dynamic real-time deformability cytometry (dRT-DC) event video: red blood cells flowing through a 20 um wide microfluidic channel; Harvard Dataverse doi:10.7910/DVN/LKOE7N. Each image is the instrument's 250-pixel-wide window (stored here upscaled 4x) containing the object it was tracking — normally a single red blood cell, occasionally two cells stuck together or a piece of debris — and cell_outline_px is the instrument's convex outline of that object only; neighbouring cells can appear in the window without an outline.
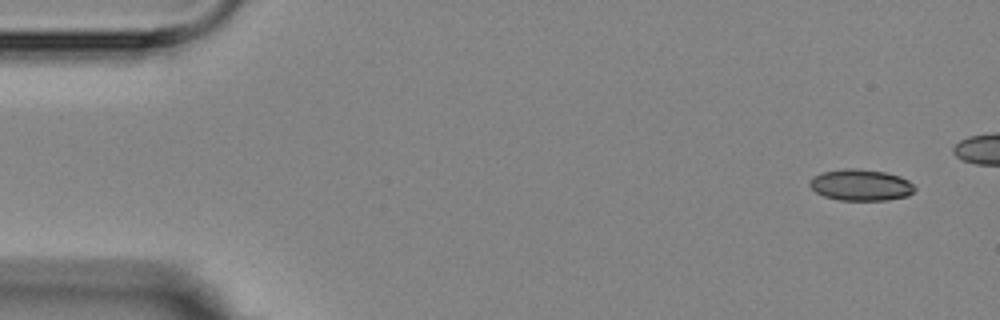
{"species": "Egyptian fruit bat (a non-hibernating species)", "species_latin": "Rousettus aegyptiacus", "temperature_condition": "room temperature", "stored_images_in_passage": 6, "camera_frame_rate_fps": 3000, "um_per_image_px": 0.085, "animal": {"sex": "female"}, "frame": {"image": 1, "passage_image": 1, "time_ms": 0.0, "image_size_px": [1000, 320], "cell_outline_px": [[916, 188], [908, 196], [888, 200], [840, 200], [824, 196], [816, 192], [808, 184], [808, 180], [812, 176], [820, 172], [844, 168], [856, 168], [884, 172], [900, 176], [908, 180]], "centroid_in_image_um": [73.13, 15.71], "position_along_channel_um": 11.9, "area_um2": 19.36}}
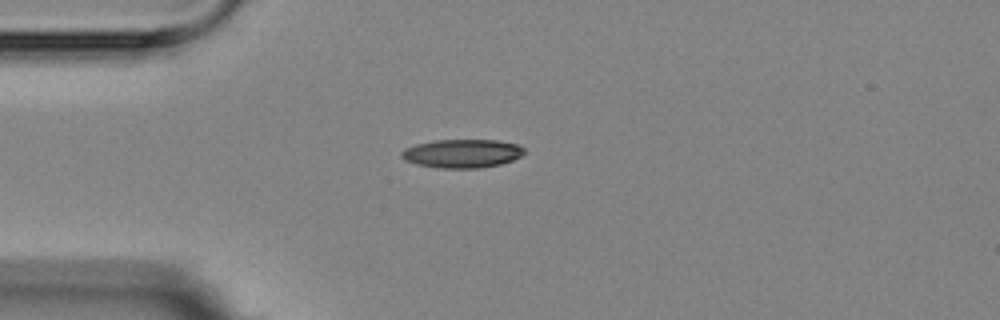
{"frame": {"image": 2, "passage_image": 6, "time_ms": 5.667, "image_size_px": [1000, 320], "cell_outline_px": [[524, 152], [520, 156], [512, 160], [500, 164], [480, 168], [436, 168], [416, 164], [404, 160], [400, 156], [400, 152], [404, 148], [416, 144], [432, 140], [496, 140], [520, 144], [524, 148]], "centroid_in_image_um": [39.25, 13.04], "position_along_channel_um": 45.8, "area_um2": 20.63}}